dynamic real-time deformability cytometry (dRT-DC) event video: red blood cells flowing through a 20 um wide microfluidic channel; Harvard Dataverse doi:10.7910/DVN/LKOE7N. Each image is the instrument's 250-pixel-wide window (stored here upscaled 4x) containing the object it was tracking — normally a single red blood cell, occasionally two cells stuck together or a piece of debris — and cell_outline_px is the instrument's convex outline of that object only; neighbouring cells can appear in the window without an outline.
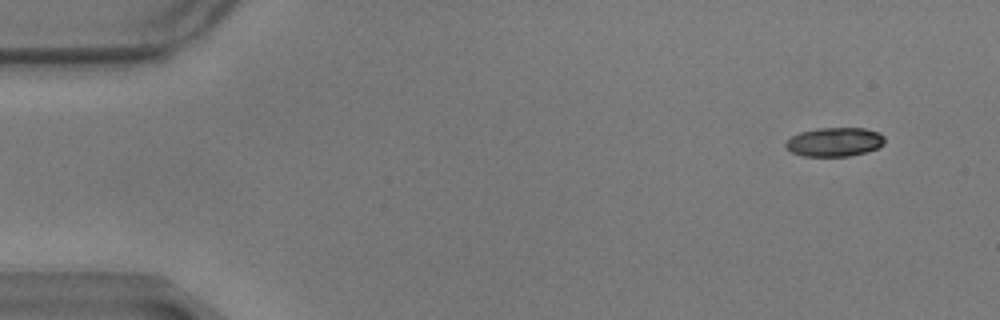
{"species": "common noctule bat (a hibernating species)", "species_latin": "Nyctalus noctula", "temperature_condition": "warm", "stored_images_in_passage": 55, "camera_frame_rate_fps": 3000, "um_per_image_px": 0.085, "animal": {"sex": "male", "body_mass_g": 17.9}, "frame": {"image": 1, "passage_image": 1, "time_ms": 0.0, "image_size_px": [1000, 320], "cell_outline_px": [[884, 144], [876, 148], [864, 152], [848, 156], [804, 156], [792, 152], [784, 144], [792, 136], [800, 132], [816, 128], [864, 128], [876, 132], [884, 136]], "centroid_in_image_um": [70.92, 12.06], "position_along_channel_um": 14.1, "area_um2": 16.47}}
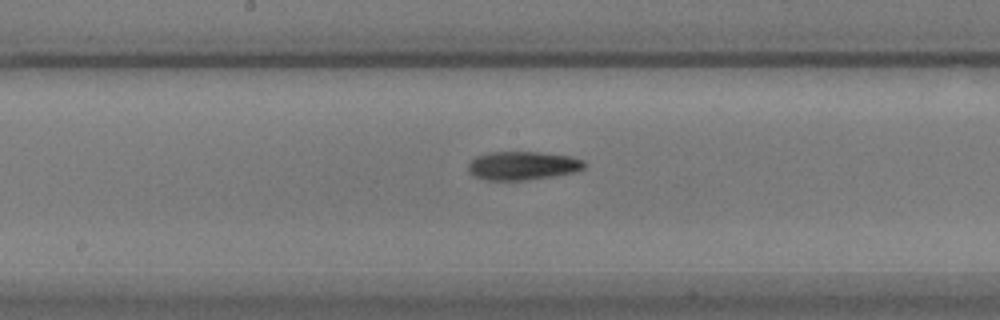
{"frame": {"image": 2, "passage_image": 27, "time_ms": 8.667, "image_size_px": [1000, 320], "cell_outline_px": [[584, 168], [576, 172], [556, 176], [524, 180], [488, 180], [472, 176], [468, 172], [468, 164], [476, 156], [488, 152], [536, 152], [568, 156], [584, 160]], "centroid_in_image_um": [44.4, 14.09], "position_along_channel_um": 203.8, "area_um2": 19.36}}
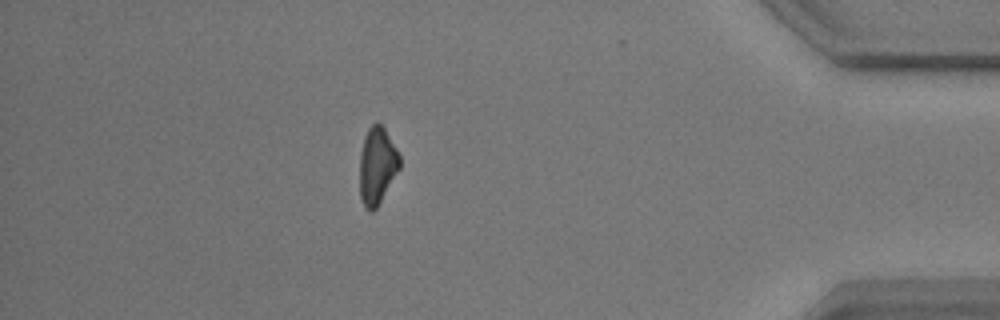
{"frame": {"image": 3, "passage_image": 48, "time_ms": 15.667, "image_size_px": [1000, 320], "cell_outline_px": [[400, 168], [376, 208], [372, 212], [364, 208], [360, 196], [360, 152], [364, 136], [368, 128], [372, 124], [380, 124], [384, 128], [396, 148], [400, 156]], "centroid_in_image_um": [32.04, 14.09], "position_along_channel_um": 403.2, "area_um2": 17.86}, "authors_computed_cell_mechanics": {"area_um2": 18.4382, "velocity_mm_per_s": 3.4579, "shape_relaxation_time_tau1_ms": 6.2298, "shape_relaxation_time_tau2_ms": 6.2907, "deformation_change_tau1": 0.196, "deformation_change_tau2": 0.1484}}